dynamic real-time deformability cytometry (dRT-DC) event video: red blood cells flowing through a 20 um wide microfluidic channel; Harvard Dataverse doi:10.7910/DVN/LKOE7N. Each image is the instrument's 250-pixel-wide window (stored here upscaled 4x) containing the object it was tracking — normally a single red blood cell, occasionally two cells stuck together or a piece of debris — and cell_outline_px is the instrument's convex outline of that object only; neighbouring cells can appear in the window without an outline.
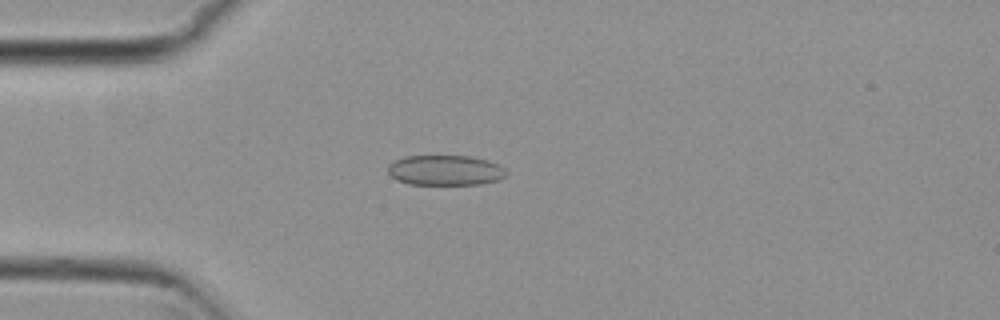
{"species": "common noctule bat (a hibernating species)", "species_latin": "Nyctalus noctula", "temperature_condition": "cold", "stored_images_in_passage": 12, "camera_frame_rate_fps": 3000, "um_per_image_px": 0.085, "animal": {"sex": "female", "body_mass_g": 29.2, "forearm_length_mm": 56.3}, "frame": {"image": 1, "passage_image": 1, "time_ms": 0.0, "image_size_px": [1000, 320], "cell_outline_px": [[508, 172], [504, 176], [496, 180], [480, 184], [408, 184], [396, 180], [388, 172], [388, 164], [404, 156], [468, 156], [488, 160], [504, 168]], "centroid_in_image_um": [37.82, 14.47], "position_along_channel_um": 47.2, "area_um2": 20.69}}
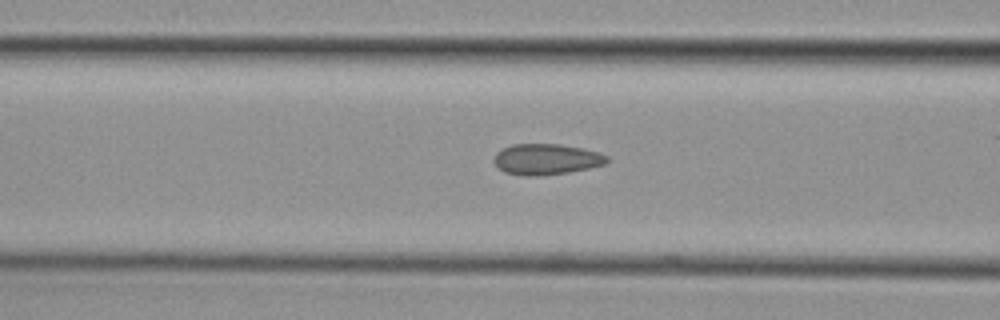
{"frame": {"image": 2, "passage_image": 8, "time_ms": 2.333, "image_size_px": [1000, 320], "cell_outline_px": [[608, 164], [568, 172], [540, 176], [524, 176], [504, 172], [492, 160], [496, 152], [512, 144], [560, 144], [584, 148], [608, 156]], "centroid_in_image_um": [46.44, 13.54], "position_along_channel_um": 120.2, "area_um2": 20.4}}
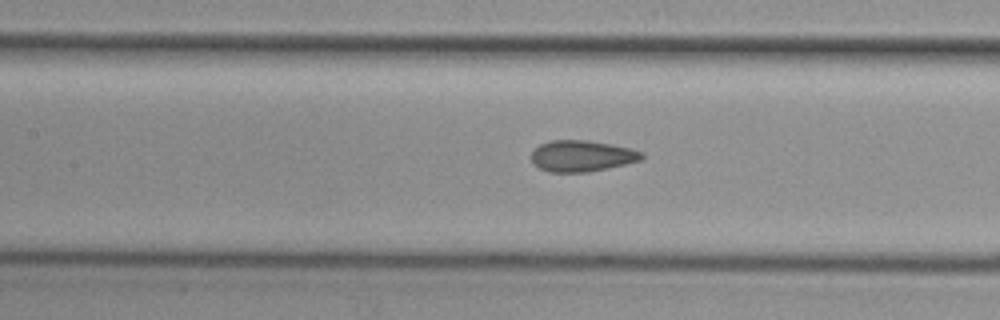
{"frame": {"image": 3, "passage_image": 11, "time_ms": 3.333, "image_size_px": [1000, 320], "cell_outline_px": [[644, 156], [640, 160], [608, 168], [588, 172], [548, 172], [540, 168], [532, 160], [532, 152], [540, 144], [552, 140], [588, 140], [632, 148], [644, 152]], "centroid_in_image_um": [49.48, 13.25], "position_along_channel_um": 157.9, "area_um2": 20.0}}